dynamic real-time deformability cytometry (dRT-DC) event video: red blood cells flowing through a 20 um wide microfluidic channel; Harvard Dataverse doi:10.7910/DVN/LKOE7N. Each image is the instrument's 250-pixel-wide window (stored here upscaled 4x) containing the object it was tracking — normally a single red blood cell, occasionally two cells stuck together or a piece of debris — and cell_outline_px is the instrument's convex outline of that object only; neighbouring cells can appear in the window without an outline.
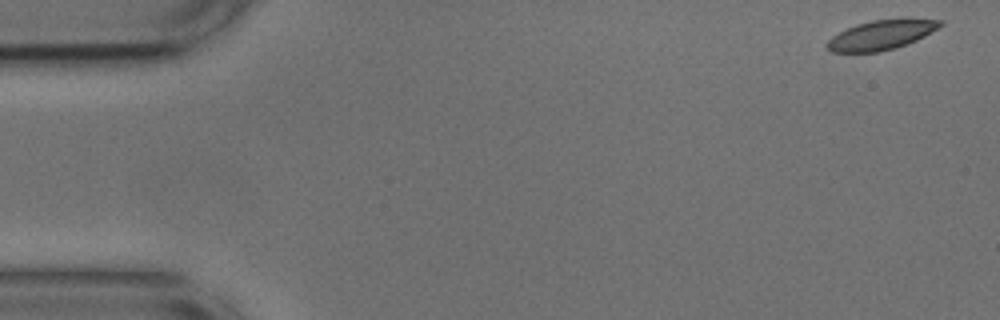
{"species": "common noctule bat (a hibernating species)", "species_latin": "Nyctalus noctula", "temperature_condition": "cold", "stored_images_in_passage": 54, "camera_frame_rate_fps": 3000, "um_per_image_px": 0.085, "animal": {"sex": "male", "body_mass_g": 17.9, "forearm_length_mm": 54.2}, "frame": {"image": 1, "passage_image": 1, "time_ms": 0.0, "image_size_px": [1000, 320], "cell_outline_px": [[944, 24], [924, 36], [916, 40], [896, 48], [880, 52], [832, 52], [824, 44], [832, 36], [856, 24], [872, 20], [908, 16], [944, 20]], "centroid_in_image_um": [74.98, 2.92], "position_along_channel_um": 10.0, "area_um2": 20.06}}
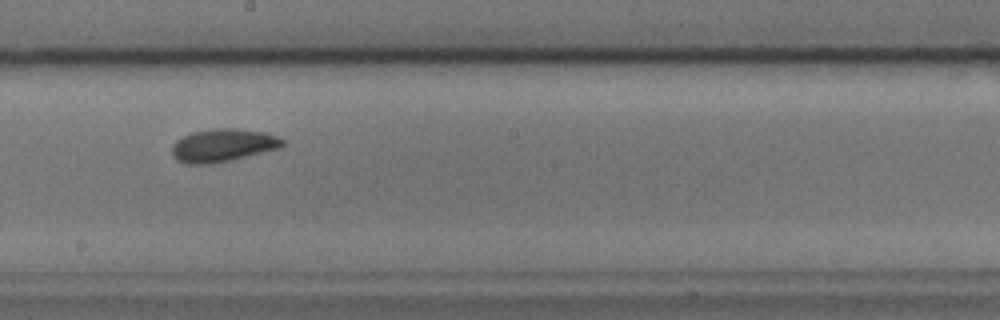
{"frame": {"image": 2, "passage_image": 29, "time_ms": 9.333, "image_size_px": [1000, 320], "cell_outline_px": [[284, 144], [280, 148], [232, 160], [212, 164], [188, 164], [176, 160], [172, 156], [172, 144], [176, 140], [192, 132], [212, 128], [236, 128], [264, 132], [276, 136], [284, 140]], "centroid_in_image_um": [18.93, 12.35], "position_along_channel_um": 229.3, "area_um2": 21.39}}
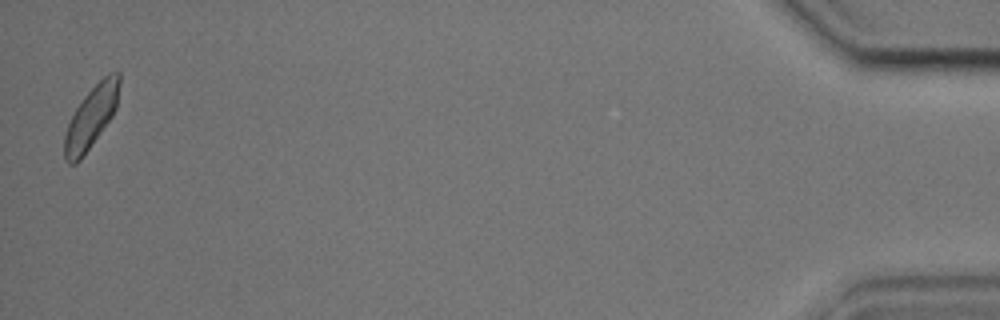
{"frame": {"image": 3, "passage_image": 53, "time_ms": 17.333, "image_size_px": [1000, 320], "cell_outline_px": [[120, 84], [116, 108], [112, 116], [80, 160], [76, 164], [68, 164], [64, 160], [64, 136], [68, 124], [76, 108], [84, 96], [108, 72], [120, 72]], "centroid_in_image_um": [7.75, 9.96], "position_along_channel_um": 427.5, "area_um2": 19.59}, "authors_computed_cell_mechanics": {"area_um2": 20.4323, "velocity_mm_per_s": 3.6281, "shape_relaxation_time_tau1_ms": 2.0733, "shape_relaxation_time_tau2_ms": 2.0737, "deformation_change_tau1": 0.0827, "deformation_change_tau2": 0.0571}}